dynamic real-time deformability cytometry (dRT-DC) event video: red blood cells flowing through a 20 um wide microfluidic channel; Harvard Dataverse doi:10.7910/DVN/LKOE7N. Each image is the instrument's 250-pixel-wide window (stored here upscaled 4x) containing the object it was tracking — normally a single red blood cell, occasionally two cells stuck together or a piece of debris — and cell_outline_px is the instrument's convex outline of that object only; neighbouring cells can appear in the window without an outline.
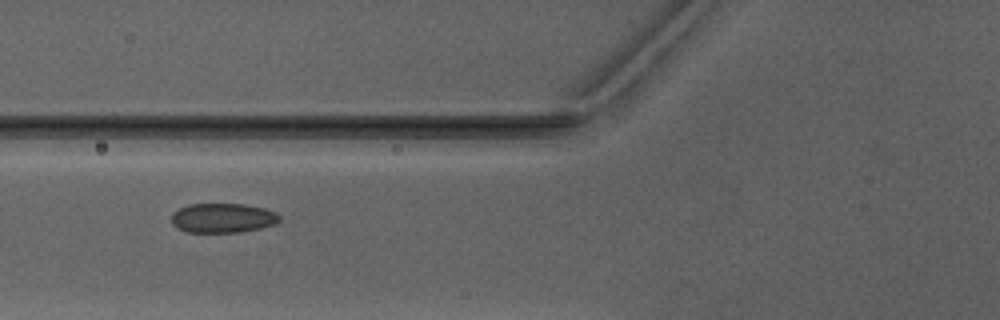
{"species": "Egyptian fruit bat (a non-hibernating species)", "species_latin": "Rousettus aegyptiacus", "temperature_condition": "warm", "stored_images_in_passage": 4, "camera_frame_rate_fps": 3000, "um_per_image_px": 0.085, "animal": {"sex": "male"}, "frame": {"image": 1, "passage_image": 2, "time_ms": 1.333, "image_size_px": [1000, 320], "cell_outline_px": [[280, 220], [276, 224], [260, 228], [236, 232], [188, 232], [176, 228], [172, 224], [172, 212], [188, 204], [244, 204], [264, 208], [276, 212], [280, 216]], "centroid_in_image_um": [18.93, 18.52], "position_along_channel_um": 106.9, "area_um2": 18.61}}
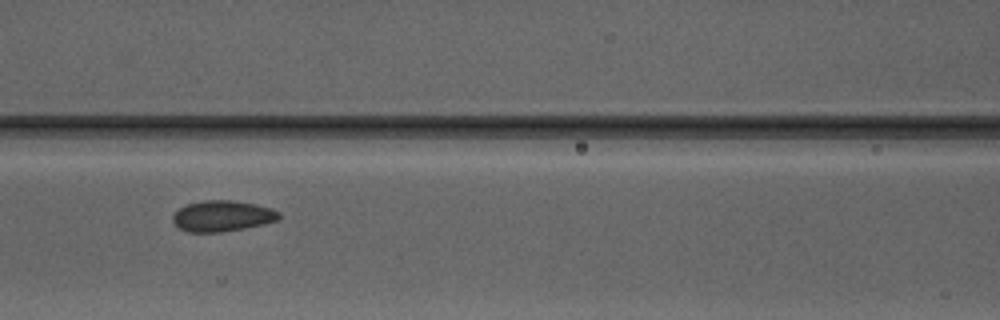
{"frame": {"image": 2, "passage_image": 3, "time_ms": 2.333, "image_size_px": [1000, 320], "cell_outline_px": [[280, 216], [276, 220], [264, 224], [244, 228], [220, 232], [188, 232], [180, 228], [172, 220], [172, 216], [180, 208], [188, 204], [204, 200], [232, 200], [256, 204], [272, 208], [280, 212]], "centroid_in_image_um": [18.91, 18.35], "position_along_channel_um": 147.7, "area_um2": 19.02}}
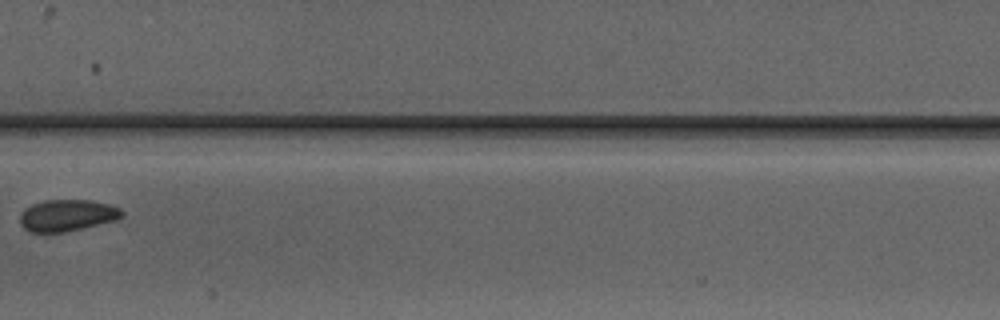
{"frame": {"image": 3, "passage_image": 4, "time_ms": 3.667, "image_size_px": [1000, 320], "cell_outline_px": [[124, 216], [116, 220], [64, 232], [28, 232], [20, 224], [20, 216], [24, 208], [32, 204], [44, 200], [92, 200], [108, 204], [120, 208], [124, 212]], "centroid_in_image_um": [5.7, 18.3], "position_along_channel_um": 201.7, "area_um2": 18.84}}